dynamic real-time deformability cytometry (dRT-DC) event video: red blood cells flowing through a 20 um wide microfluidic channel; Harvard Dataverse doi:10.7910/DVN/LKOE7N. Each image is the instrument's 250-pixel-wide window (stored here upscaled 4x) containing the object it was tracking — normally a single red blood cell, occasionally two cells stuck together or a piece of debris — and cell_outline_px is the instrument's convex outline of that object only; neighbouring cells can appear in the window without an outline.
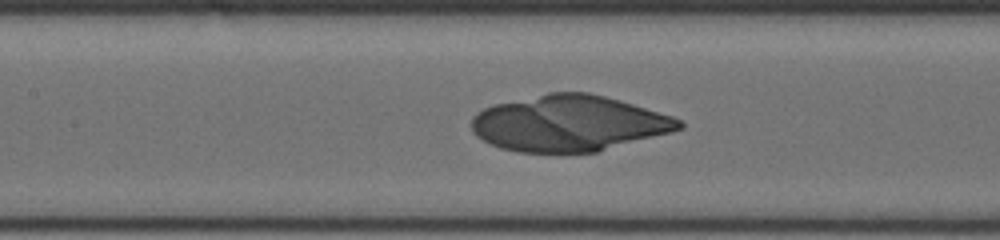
{"species": "human", "species_latin": "Homo sapiens", "temperature_condition": "cold", "stored_images_in_passage": 52, "camera_frame_rate_fps": 3000, "um_per_image_px": 0.085, "donor": {"sex": "male"}, "frame": {"image": 1, "passage_image": 13, "time_ms": 2.333, "image_size_px": [1000, 240], "cell_outline_px": [[684, 128], [672, 132], [596, 152], [520, 152], [500, 148], [476, 136], [472, 132], [472, 116], [476, 112], [484, 108], [496, 104], [548, 92], [588, 92], [604, 96], [632, 104], [672, 116], [680, 120], [684, 124]], "centroid_in_image_um": [48.35, 10.48], "position_along_channel_um": 159.1, "area_um2": 67.39}}
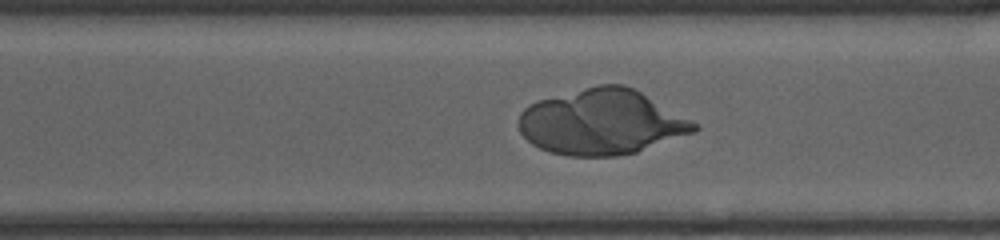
{"frame": {"image": 2, "passage_image": 37, "time_ms": 6.667, "image_size_px": [1000, 240], "cell_outline_px": [[700, 128], [696, 132], [636, 152], [616, 156], [568, 156], [548, 152], [532, 144], [520, 132], [520, 112], [524, 108], [540, 100], [596, 84], [624, 84], [636, 88], [696, 124]], "centroid_in_image_um": [51.15, 10.38], "position_along_channel_um": 319.5, "area_um2": 66.53}}
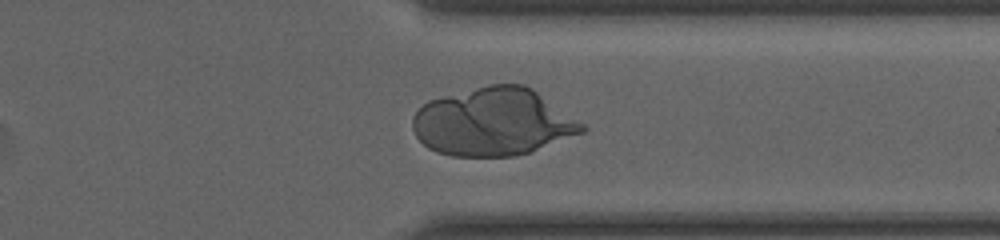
{"frame": {"image": 3, "passage_image": 44, "time_ms": 8.0, "image_size_px": [1000, 240], "cell_outline_px": [[588, 128], [584, 132], [528, 152], [512, 156], [452, 156], [436, 152], [428, 148], [416, 136], [412, 128], [412, 116], [428, 100], [488, 84], [524, 84], [532, 88], [584, 124]], "centroid_in_image_um": [41.9, 10.36], "position_along_channel_um": 369.5, "area_um2": 66.59}}